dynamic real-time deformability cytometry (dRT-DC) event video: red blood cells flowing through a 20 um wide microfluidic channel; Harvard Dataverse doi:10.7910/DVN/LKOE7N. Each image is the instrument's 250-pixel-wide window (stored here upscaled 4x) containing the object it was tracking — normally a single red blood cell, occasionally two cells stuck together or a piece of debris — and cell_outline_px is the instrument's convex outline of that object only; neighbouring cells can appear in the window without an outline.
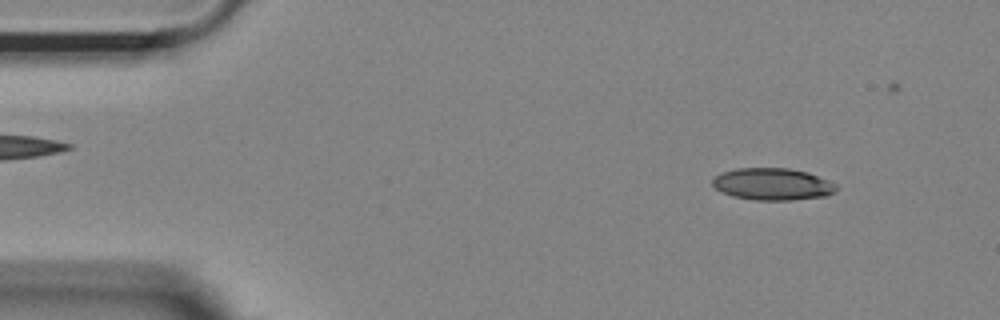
{"species": "Egyptian fruit bat (a non-hibernating species)", "species_latin": "Rousettus aegyptiacus", "temperature_condition": "room temperature", "stored_images_in_passage": 45, "camera_frame_rate_fps": 3000, "um_per_image_px": 0.085, "animal": {"sex": "female"}, "frame": {"image": 1, "passage_image": 5, "time_ms": 1.333, "image_size_px": [1000, 320], "cell_outline_px": [[836, 192], [824, 196], [792, 200], [756, 200], [732, 196], [716, 188], [712, 184], [712, 176], [720, 172], [736, 168], [788, 168], [808, 172], [828, 180], [836, 184]], "centroid_in_image_um": [65.64, 15.64], "position_along_channel_um": 19.4, "area_um2": 23.18}}
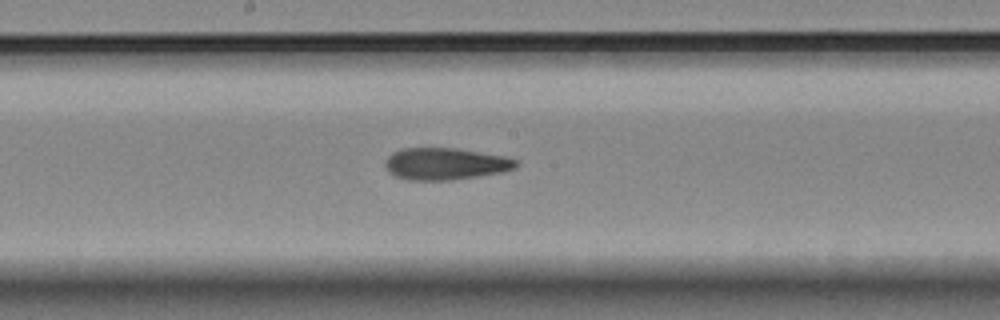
{"frame": {"image": 2, "passage_image": 27, "time_ms": 8.667, "image_size_px": [1000, 320], "cell_outline_px": [[520, 164], [516, 168], [500, 172], [476, 176], [448, 180], [408, 180], [396, 176], [388, 172], [384, 164], [384, 160], [392, 152], [400, 148], [456, 148], [504, 156], [516, 160]], "centroid_in_image_um": [37.81, 13.91], "position_along_channel_um": 210.4, "area_um2": 24.33}}
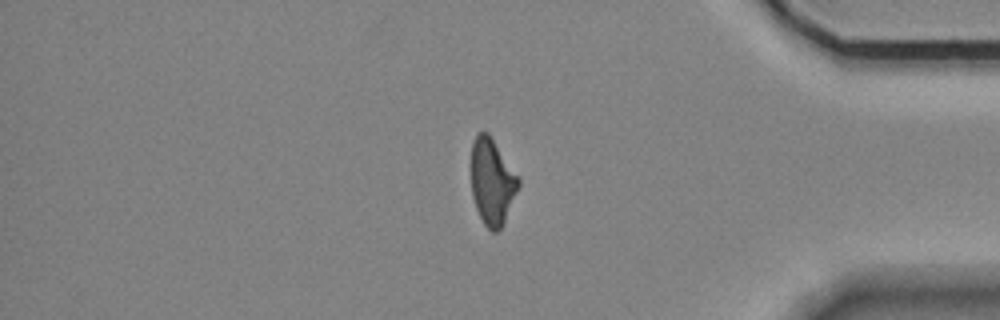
{"frame": {"image": 3, "passage_image": 44, "time_ms": 14.333, "image_size_px": [1000, 320], "cell_outline_px": [[520, 184], [504, 220], [500, 228], [496, 232], [492, 232], [484, 224], [476, 208], [472, 196], [472, 144], [476, 136], [480, 132], [488, 132], [520, 180]], "centroid_in_image_um": [41.81, 15.45], "position_along_channel_um": 393.4, "area_um2": 23.06}}